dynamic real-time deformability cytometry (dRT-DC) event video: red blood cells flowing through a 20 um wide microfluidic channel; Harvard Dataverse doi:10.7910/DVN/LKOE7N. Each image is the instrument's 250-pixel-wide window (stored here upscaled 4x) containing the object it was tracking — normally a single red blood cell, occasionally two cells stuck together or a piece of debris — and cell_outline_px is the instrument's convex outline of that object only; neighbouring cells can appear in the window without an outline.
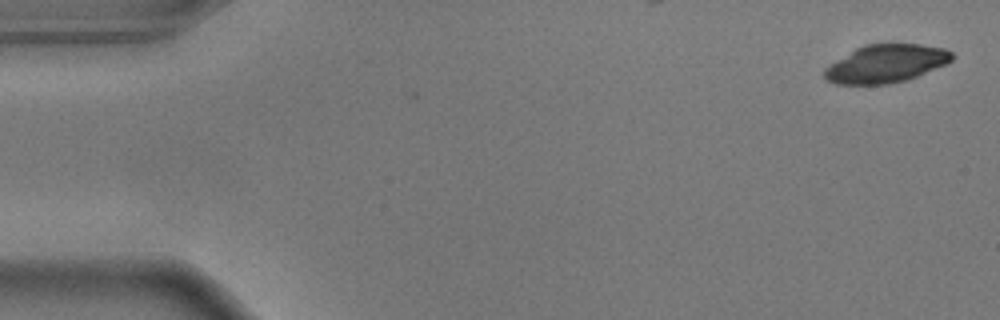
{"species": "common noctule bat (a hibernating species)", "species_latin": "Nyctalus noctula", "temperature_condition": "warm", "stored_images_in_passage": 9, "camera_frame_rate_fps": 3000, "um_per_image_px": 0.085, "animal": {"sex": "male", "body_mass_g": 17.9}, "frame": {"image": 1, "passage_image": 1, "time_ms": 0.0, "image_size_px": [1000, 320], "cell_outline_px": [[956, 56], [948, 64], [908, 80], [888, 84], [836, 84], [828, 80], [824, 76], [824, 68], [856, 48], [864, 44], [892, 40], [920, 44], [944, 48], [952, 52]], "centroid_in_image_um": [75.38, 5.36], "position_along_channel_um": 9.6, "area_um2": 29.19}}